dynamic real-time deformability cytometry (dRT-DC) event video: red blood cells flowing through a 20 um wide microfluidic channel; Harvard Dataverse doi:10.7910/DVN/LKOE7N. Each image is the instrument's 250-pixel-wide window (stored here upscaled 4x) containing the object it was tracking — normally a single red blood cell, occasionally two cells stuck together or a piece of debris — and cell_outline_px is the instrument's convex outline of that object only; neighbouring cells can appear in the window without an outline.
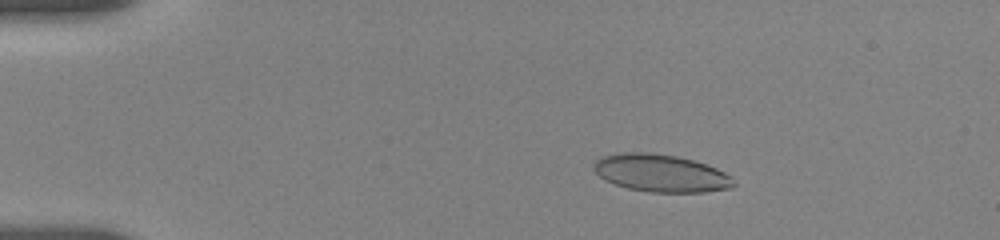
{"species": "human", "species_latin": "Homo sapiens", "temperature_condition": "room temperature", "stored_images_in_passage": 19, "camera_frame_rate_fps": 3000, "um_per_image_px": 0.085, "donor": {"sex": "female"}, "frame": {"image": 1, "passage_image": 6, "time_ms": 2.333, "image_size_px": [1000, 240], "cell_outline_px": [[736, 184], [732, 188], [704, 192], [652, 192], [628, 188], [604, 180], [592, 168], [596, 160], [600, 156], [620, 152], [648, 152], [676, 156], [692, 160], [716, 168], [732, 176]], "centroid_in_image_um": [56.17, 14.71], "position_along_channel_um": 28.8, "area_um2": 30.63}}
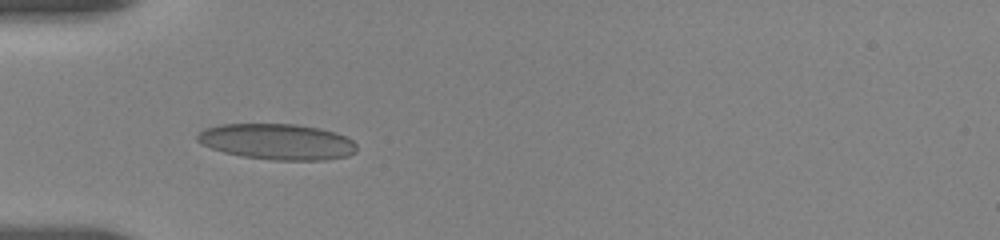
{"frame": {"image": 2, "passage_image": 14, "time_ms": 5.0, "image_size_px": [1000, 240], "cell_outline_px": [[356, 152], [348, 156], [324, 160], [272, 160], [244, 156], [224, 152], [200, 144], [196, 140], [196, 136], [204, 128], [220, 124], [296, 124], [320, 128], [336, 132], [352, 140], [356, 144]], "centroid_in_image_um": [23.56, 12.04], "position_along_channel_um": 61.4, "area_um2": 33.41}}
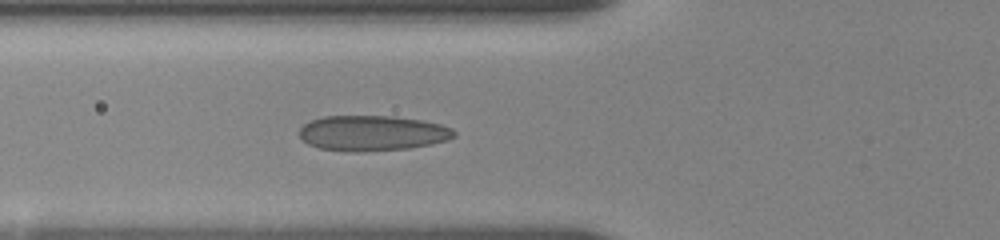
{"frame": {"image": 3, "passage_image": 17, "time_ms": 6.0, "image_size_px": [1000, 240], "cell_outline_px": [[456, 136], [448, 140], [432, 144], [408, 148], [356, 152], [320, 148], [308, 144], [300, 136], [300, 128], [304, 124], [312, 120], [324, 116], [392, 116], [424, 120], [440, 124], [452, 128], [456, 132]], "centroid_in_image_um": [31.69, 11.31], "position_along_channel_um": 94.1, "area_um2": 31.85}}